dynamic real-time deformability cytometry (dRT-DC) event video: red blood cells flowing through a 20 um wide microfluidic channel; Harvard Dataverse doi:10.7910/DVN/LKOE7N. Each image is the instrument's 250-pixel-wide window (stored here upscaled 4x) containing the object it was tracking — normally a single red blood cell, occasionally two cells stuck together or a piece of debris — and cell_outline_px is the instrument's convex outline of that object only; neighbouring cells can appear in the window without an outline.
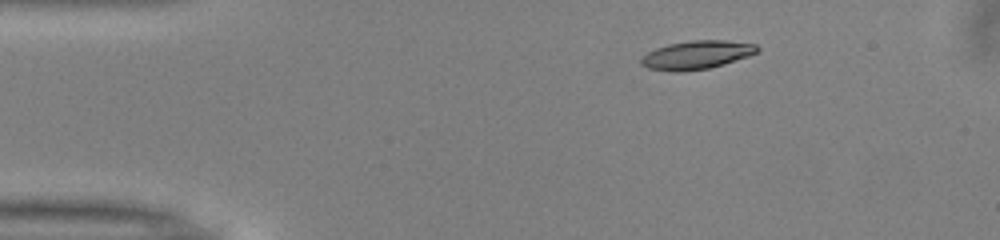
{"species": "common noctule bat (a hibernating species)", "species_latin": "Nyctalus noctula", "temperature_condition": "warm", "stored_images_in_passage": 33, "camera_frame_rate_fps": 3000, "um_per_image_px": 0.085, "animal": {"sex": "male", "body_mass_g": 13.0, "forearm_length_mm": 53.1}, "frame": {"image": 1, "passage_image": 1, "time_ms": 0.0, "image_size_px": [1000, 240], "cell_outline_px": [[760, 48], [756, 52], [748, 56], [724, 64], [708, 68], [684, 72], [672, 72], [648, 68], [640, 64], [640, 60], [648, 52], [656, 48], [668, 44], [692, 40], [724, 40], [756, 44]], "centroid_in_image_um": [59.2, 4.67], "position_along_channel_um": 25.8, "area_um2": 19.25}}
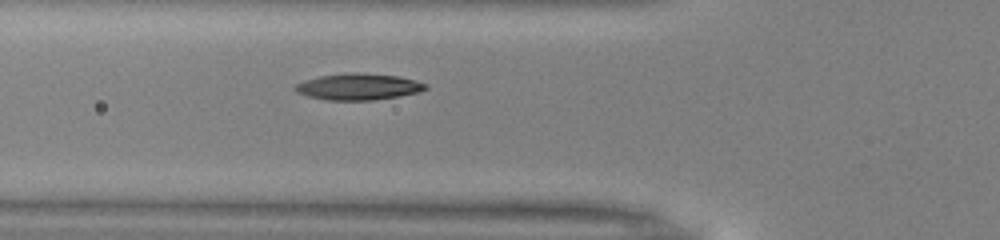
{"frame": {"image": 2, "passage_image": 11, "time_ms": 3.333, "image_size_px": [1000, 240], "cell_outline_px": [[428, 88], [420, 92], [400, 96], [372, 100], [328, 100], [308, 96], [296, 92], [292, 88], [296, 84], [304, 80], [320, 76], [352, 72], [356, 72], [400, 76], [416, 80], [428, 84]], "centroid_in_image_um": [30.49, 7.37], "position_along_channel_um": 95.3, "area_um2": 20.23}}
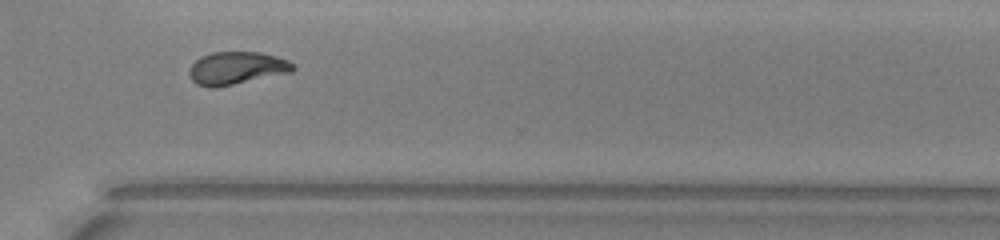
{"frame": {"image": 3, "passage_image": 30, "time_ms": 9.667, "image_size_px": [1000, 240], "cell_outline_px": [[296, 68], [292, 72], [216, 88], [208, 88], [196, 84], [192, 80], [188, 72], [192, 64], [200, 56], [212, 52], [260, 52], [276, 56], [288, 60]], "centroid_in_image_um": [20.09, 5.8], "position_along_channel_um": 350.5, "area_um2": 19.94}, "authors_computed_cell_mechanics": {"area_um2": 19.4786, "velocity_mm_per_s": 4.0305, "shape_relaxation_time_tau1_ms": 5.2773, "shape_relaxation_time_tau2_ms": 2.8583, "deformation_change_tau1": 0.2009, "deformation_change_tau2": 0.0934}}